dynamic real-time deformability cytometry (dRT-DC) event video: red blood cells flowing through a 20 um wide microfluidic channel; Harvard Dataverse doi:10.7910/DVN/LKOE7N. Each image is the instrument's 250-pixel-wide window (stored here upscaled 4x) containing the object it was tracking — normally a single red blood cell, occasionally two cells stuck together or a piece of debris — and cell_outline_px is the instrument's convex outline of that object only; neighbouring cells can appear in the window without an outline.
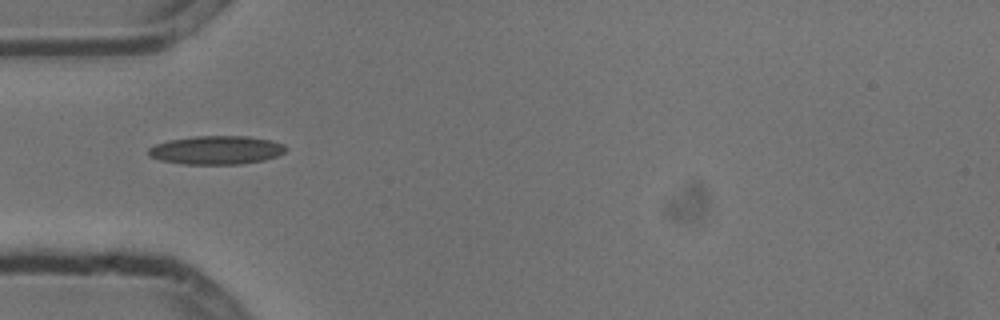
{"species": "common noctule bat (a hibernating species)", "species_latin": "Nyctalus noctula", "temperature_condition": "cold", "stored_images_in_passage": 6, "camera_frame_rate_fps": 3000, "um_per_image_px": 0.085, "animal": {"sex": "male", "body_mass_g": 13.3}, "frame": {"image": 1, "passage_image": 3, "time_ms": 0.667, "image_size_px": [1000, 320], "cell_outline_px": [[288, 148], [284, 152], [276, 156], [264, 160], [240, 164], [184, 164], [160, 160], [148, 156], [148, 148], [156, 144], [168, 140], [192, 136], [248, 136], [272, 140], [284, 144]], "centroid_in_image_um": [18.39, 12.75], "position_along_channel_um": 66.6, "area_um2": 23.0}}
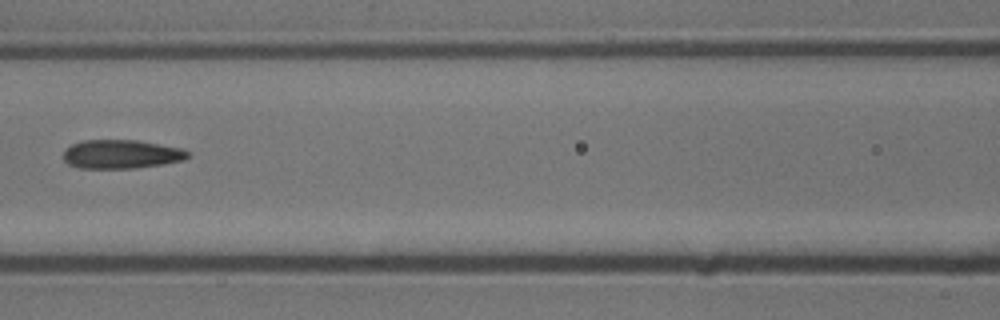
{"frame": {"image": 2, "passage_image": 5, "time_ms": 1.333, "image_size_px": [1000, 320], "cell_outline_px": [[188, 156], [184, 160], [164, 164], [136, 168], [80, 168], [68, 164], [64, 160], [64, 152], [72, 144], [84, 140], [136, 140], [184, 148], [188, 152]], "centroid_in_image_um": [10.34, 13.11], "position_along_channel_um": 156.3, "area_um2": 20.87}}
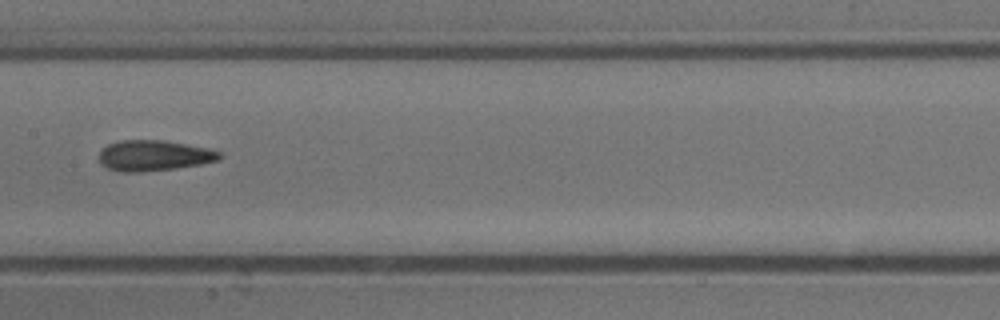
{"frame": {"image": 3, "passage_image": 6, "time_ms": 1.667, "image_size_px": [1000, 320], "cell_outline_px": [[220, 160], [200, 164], [172, 168], [140, 172], [124, 172], [108, 168], [100, 160], [100, 152], [108, 144], [120, 140], [164, 140], [208, 148], [220, 152]], "centroid_in_image_um": [13.1, 13.21], "position_along_channel_um": 194.3, "area_um2": 21.15}}